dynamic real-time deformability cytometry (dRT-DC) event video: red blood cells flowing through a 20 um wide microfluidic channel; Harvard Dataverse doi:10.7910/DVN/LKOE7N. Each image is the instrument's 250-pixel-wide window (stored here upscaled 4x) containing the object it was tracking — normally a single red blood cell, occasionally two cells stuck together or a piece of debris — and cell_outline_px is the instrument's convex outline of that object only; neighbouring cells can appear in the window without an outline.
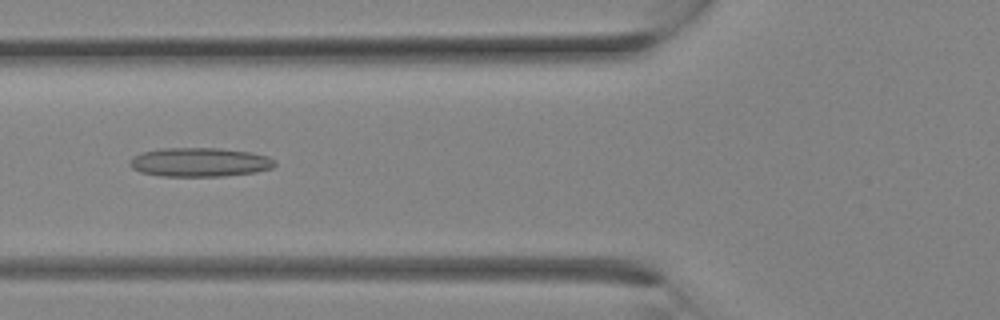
{"species": "Egyptian fruit bat (a non-hibernating species)", "species_latin": "Rousettus aegyptiacus", "temperature_condition": "room temperature", "stored_images_in_passage": 6, "camera_frame_rate_fps": 3000, "um_per_image_px": 0.085, "animal": {"sex": "female"}, "frame": {"image": 1, "passage_image": 3, "time_ms": 0.667, "image_size_px": [1000, 320], "cell_outline_px": [[276, 164], [272, 168], [256, 172], [224, 176], [160, 176], [140, 172], [132, 168], [128, 164], [132, 156], [140, 152], [160, 148], [220, 148], [252, 152], [268, 156]], "centroid_in_image_um": [16.93, 13.78], "position_along_channel_um": 108.9, "area_um2": 24.74}}
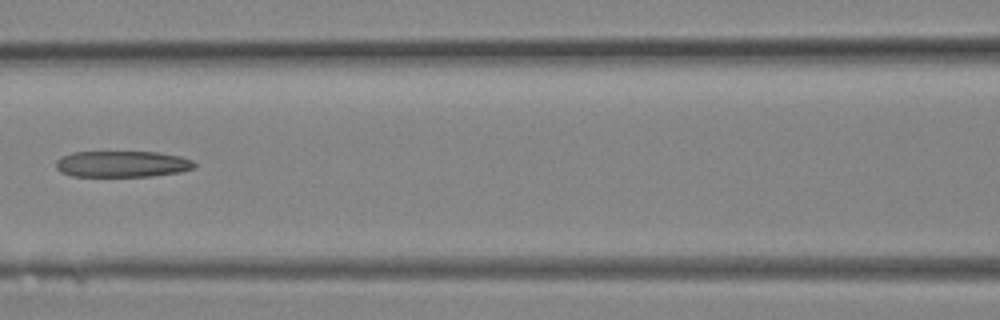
{"frame": {"image": 2, "passage_image": 5, "time_ms": 1.333, "image_size_px": [1000, 320], "cell_outline_px": [[196, 168], [180, 172], [152, 176], [72, 176], [60, 172], [56, 168], [56, 160], [60, 156], [72, 152], [156, 152], [180, 156], [192, 160], [196, 164]], "centroid_in_image_um": [10.38, 13.94], "position_along_channel_um": 156.2, "area_um2": 21.33}}